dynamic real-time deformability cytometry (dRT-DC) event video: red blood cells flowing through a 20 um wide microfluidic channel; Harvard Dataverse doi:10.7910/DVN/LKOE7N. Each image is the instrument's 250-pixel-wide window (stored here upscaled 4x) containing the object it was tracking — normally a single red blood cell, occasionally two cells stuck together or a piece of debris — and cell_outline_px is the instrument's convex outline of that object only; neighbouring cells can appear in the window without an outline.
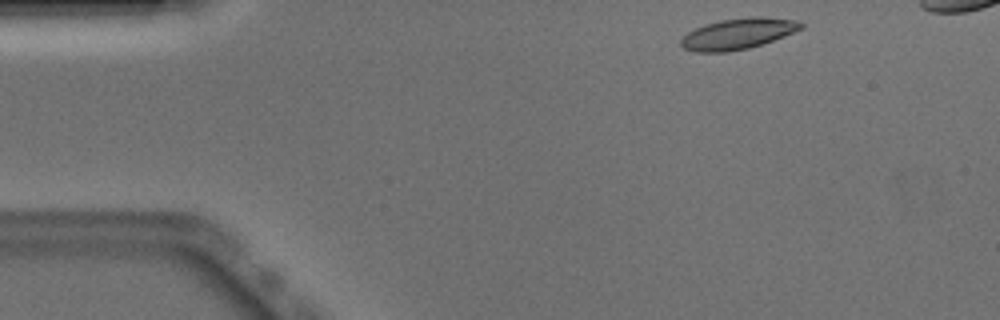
{"species": "Egyptian fruit bat (a non-hibernating species)", "species_latin": "Rousettus aegyptiacus", "temperature_condition": "warm", "stored_images_in_passage": 41, "camera_frame_rate_fps": 3000, "um_per_image_px": 0.085, "animal": {"sex": "male"}, "frame": {"image": 1, "passage_image": 1, "time_ms": 0.0, "image_size_px": [1000, 320], "cell_outline_px": [[804, 28], [784, 36], [748, 48], [728, 52], [696, 52], [684, 48], [680, 44], [680, 40], [688, 32], [696, 28], [720, 20], [752, 16], [764, 16], [800, 20], [804, 24]], "centroid_in_image_um": [62.77, 2.85], "position_along_channel_um": 22.2, "area_um2": 21.62}}
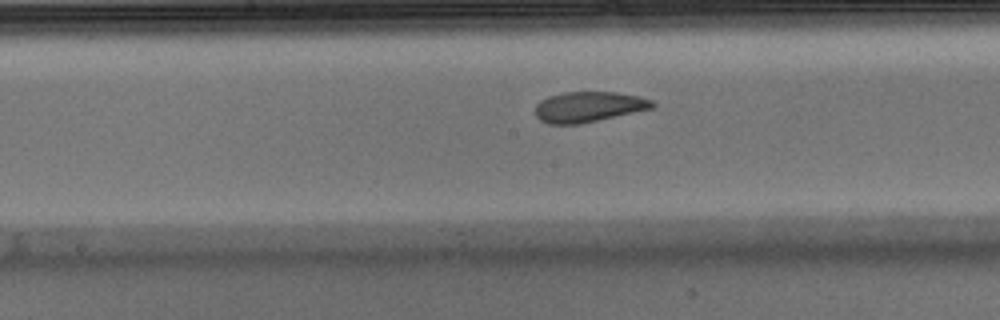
{"frame": {"image": 2, "passage_image": 20, "time_ms": 6.333, "image_size_px": [1000, 320], "cell_outline_px": [[656, 104], [652, 108], [580, 124], [548, 124], [540, 120], [536, 116], [536, 104], [540, 100], [548, 96], [564, 92], [616, 92], [640, 96], [652, 100]], "centroid_in_image_um": [50.01, 9.07], "position_along_channel_um": 198.2, "area_um2": 20.75}}
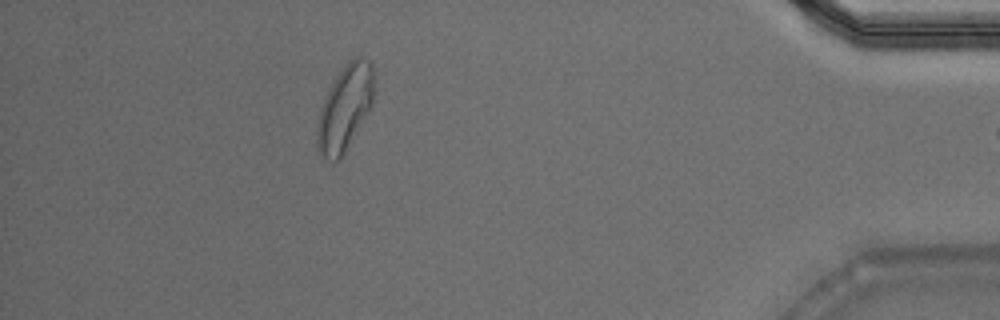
{"frame": {"image": 3, "passage_image": 40, "time_ms": 13.0, "image_size_px": [1000, 320], "cell_outline_px": [[372, 100], [344, 156], [340, 160], [332, 164], [320, 156], [316, 148], [316, 124], [320, 108], [328, 88], [336, 76], [348, 60], [352, 56], [364, 56], [372, 60]], "centroid_in_image_um": [29.25, 9.22], "position_along_channel_um": 406.0, "area_um2": 28.55}}